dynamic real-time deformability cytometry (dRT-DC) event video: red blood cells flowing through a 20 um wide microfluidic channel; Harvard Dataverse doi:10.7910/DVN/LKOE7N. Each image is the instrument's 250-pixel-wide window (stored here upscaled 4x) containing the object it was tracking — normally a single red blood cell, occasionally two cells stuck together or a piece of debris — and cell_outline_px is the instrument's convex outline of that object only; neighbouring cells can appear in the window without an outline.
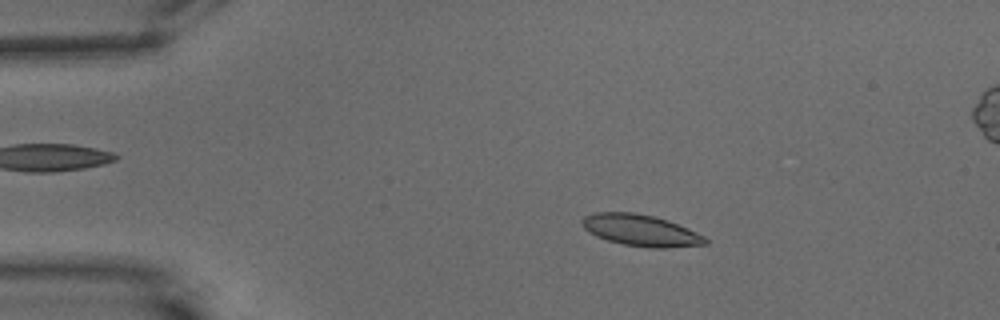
{"species": "common noctule bat (a hibernating species)", "species_latin": "Nyctalus noctula", "temperature_condition": "warm", "stored_images_in_passage": 58, "camera_frame_rate_fps": 3000, "um_per_image_px": 0.085, "animal": {"sex": "male", "body_mass_g": 15.6}, "frame": {"image": 1, "passage_image": 10, "time_ms": 3.0, "image_size_px": [1000, 320], "cell_outline_px": [[708, 244], [664, 248], [648, 248], [624, 244], [608, 240], [596, 236], [588, 232], [584, 228], [580, 220], [584, 216], [596, 212], [632, 212], [652, 216], [668, 220], [688, 228], [704, 236], [708, 240]], "centroid_in_image_um": [54.46, 19.58], "position_along_channel_um": 30.5, "area_um2": 22.6}}
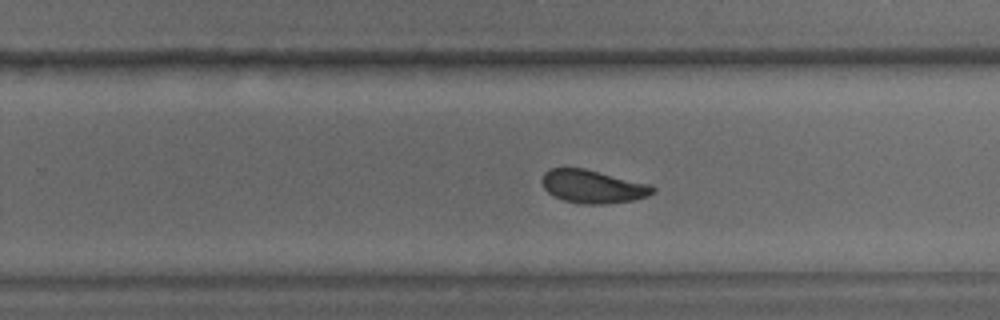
{"frame": {"image": 2, "passage_image": 36, "time_ms": 11.667, "image_size_px": [1000, 320], "cell_outline_px": [[656, 192], [648, 196], [636, 200], [604, 204], [584, 204], [564, 200], [548, 192], [544, 188], [540, 180], [544, 172], [548, 168], [584, 168], [652, 184], [656, 188]], "centroid_in_image_um": [50.43, 15.85], "position_along_channel_um": 279.4, "area_um2": 21.68}}
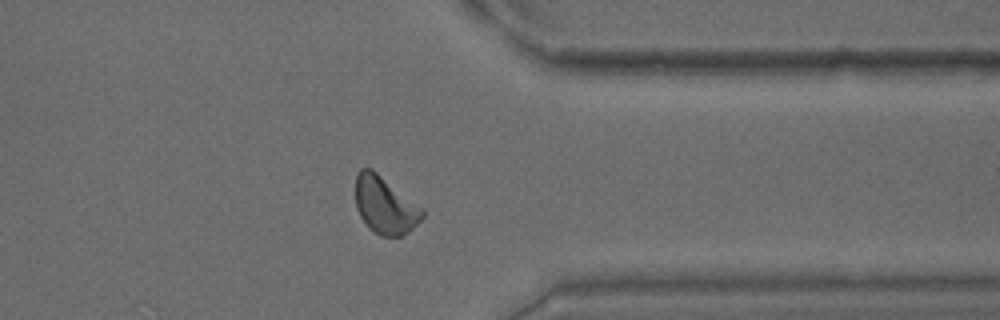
{"frame": {"image": 3, "passage_image": 45, "time_ms": 14.667, "image_size_px": [1000, 320], "cell_outline_px": [[424, 216], [408, 232], [400, 236], [380, 236], [368, 228], [360, 216], [356, 208], [356, 172], [360, 168], [372, 168], [424, 208]], "centroid_in_image_um": [32.72, 17.43], "position_along_channel_um": 378.7, "area_um2": 22.48}}